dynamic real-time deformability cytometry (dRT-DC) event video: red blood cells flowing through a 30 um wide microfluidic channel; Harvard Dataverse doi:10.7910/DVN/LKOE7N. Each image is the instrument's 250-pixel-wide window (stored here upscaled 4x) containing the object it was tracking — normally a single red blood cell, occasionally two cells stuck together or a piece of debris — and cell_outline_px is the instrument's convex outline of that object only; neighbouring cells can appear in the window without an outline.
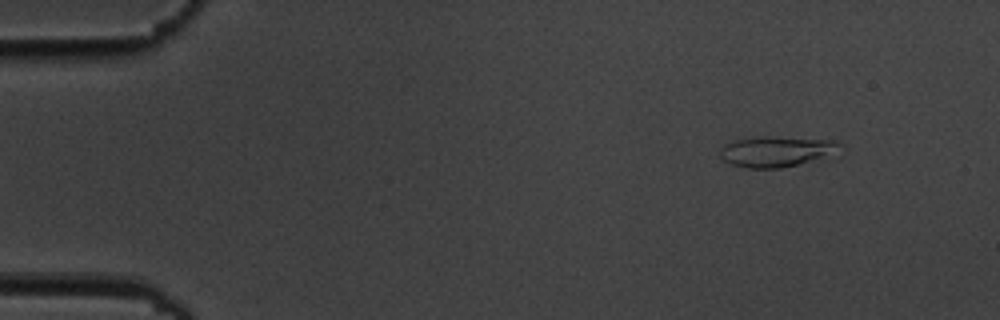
{"species": "common noctule bat (a hibernating species)", "species_latin": "Nyctalus noctula", "temperature_condition": "cold", "stored_images_in_passage": 5, "camera_frame_rate_fps": 3000, "um_per_image_px": 0.085, "animal": {"sex": "male", "body_mass_g": 19.5, "forearm_length_mm": 54.6}, "frame": {"image": 1, "passage_image": 1, "time_ms": 0.0, "image_size_px": [1000, 320], "cell_outline_px": [[844, 144], [840, 156], [780, 168], [748, 168], [732, 164], [724, 160], [720, 156], [720, 152], [724, 144], [732, 140], [752, 136], [764, 136], [836, 140]], "centroid_in_image_um": [66.15, 12.87], "position_along_channel_um": 18.8, "area_um2": 22.31}}